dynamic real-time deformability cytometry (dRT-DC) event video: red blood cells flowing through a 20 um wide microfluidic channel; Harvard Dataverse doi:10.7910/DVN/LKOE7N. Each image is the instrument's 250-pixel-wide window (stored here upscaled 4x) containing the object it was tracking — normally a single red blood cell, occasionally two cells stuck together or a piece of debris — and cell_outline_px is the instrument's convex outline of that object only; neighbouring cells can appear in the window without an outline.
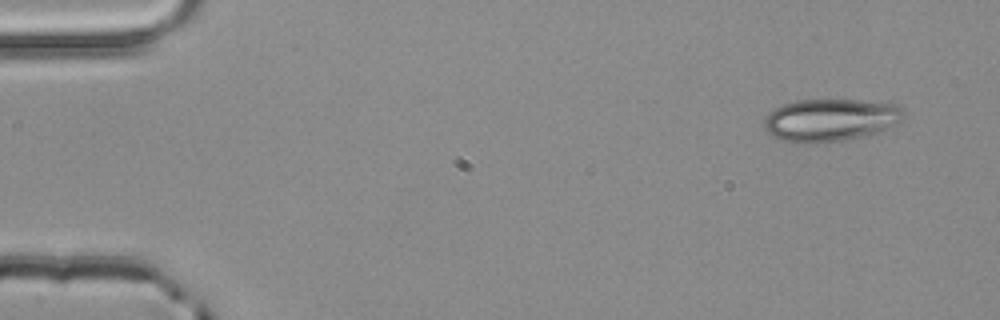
{"species": "common noctule bat (a hibernating species)", "species_latin": "Nyctalus noctula", "temperature_condition": "room temperature", "stored_images_in_passage": 3, "camera_frame_rate_fps": 3000, "um_per_image_px": 0.085, "animal": {"sex": "male", "body_mass_g": 20.4}, "frame": {"image": 1, "passage_image": 1, "time_ms": 0.0, "image_size_px": [1000, 320], "cell_outline_px": [[904, 112], [900, 120], [896, 124], [880, 132], [844, 140], [784, 140], [772, 136], [764, 128], [764, 120], [768, 112], [780, 104], [796, 100], [856, 100], [896, 104]], "centroid_in_image_um": [70.58, 10.15], "position_along_channel_um": 14.4, "area_um2": 33.76}}